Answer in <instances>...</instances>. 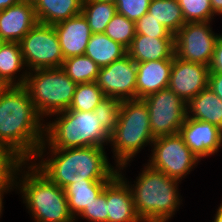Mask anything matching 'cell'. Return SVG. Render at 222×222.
I'll list each match as a JSON object with an SVG mask.
<instances>
[{
    "label": "cell",
    "instance_id": "6da1fadb",
    "mask_svg": "<svg viewBox=\"0 0 222 222\" xmlns=\"http://www.w3.org/2000/svg\"><path fill=\"white\" fill-rule=\"evenodd\" d=\"M45 120L24 86H7L0 93V145L24 162L31 161L44 142Z\"/></svg>",
    "mask_w": 222,
    "mask_h": 222
},
{
    "label": "cell",
    "instance_id": "7a4b0ae2",
    "mask_svg": "<svg viewBox=\"0 0 222 222\" xmlns=\"http://www.w3.org/2000/svg\"><path fill=\"white\" fill-rule=\"evenodd\" d=\"M106 148H39L30 161L50 181L64 189L84 180H111L118 167L110 163ZM47 156V157H46Z\"/></svg>",
    "mask_w": 222,
    "mask_h": 222
},
{
    "label": "cell",
    "instance_id": "3957f363",
    "mask_svg": "<svg viewBox=\"0 0 222 222\" xmlns=\"http://www.w3.org/2000/svg\"><path fill=\"white\" fill-rule=\"evenodd\" d=\"M124 171V167H118V174L131 188L135 210L142 222H169L173 219L183 204L179 191L182 182L147 163L132 182L134 184L131 180L129 182Z\"/></svg>",
    "mask_w": 222,
    "mask_h": 222
},
{
    "label": "cell",
    "instance_id": "277c9868",
    "mask_svg": "<svg viewBox=\"0 0 222 222\" xmlns=\"http://www.w3.org/2000/svg\"><path fill=\"white\" fill-rule=\"evenodd\" d=\"M15 191L34 222H75L64 189L50 181L30 161L18 168Z\"/></svg>",
    "mask_w": 222,
    "mask_h": 222
},
{
    "label": "cell",
    "instance_id": "5b68a950",
    "mask_svg": "<svg viewBox=\"0 0 222 222\" xmlns=\"http://www.w3.org/2000/svg\"><path fill=\"white\" fill-rule=\"evenodd\" d=\"M109 141L110 134L101 125L99 112L66 110L51 115L49 122H45L44 142L40 148H106Z\"/></svg>",
    "mask_w": 222,
    "mask_h": 222
},
{
    "label": "cell",
    "instance_id": "8992f818",
    "mask_svg": "<svg viewBox=\"0 0 222 222\" xmlns=\"http://www.w3.org/2000/svg\"><path fill=\"white\" fill-rule=\"evenodd\" d=\"M154 139L145 102L142 99L121 101L118 121L109 141L115 161L113 165L127 170L136 155L144 147H151Z\"/></svg>",
    "mask_w": 222,
    "mask_h": 222
},
{
    "label": "cell",
    "instance_id": "52a82bcc",
    "mask_svg": "<svg viewBox=\"0 0 222 222\" xmlns=\"http://www.w3.org/2000/svg\"><path fill=\"white\" fill-rule=\"evenodd\" d=\"M76 86L61 67L29 71L24 84L45 122L51 115L69 109Z\"/></svg>",
    "mask_w": 222,
    "mask_h": 222
},
{
    "label": "cell",
    "instance_id": "ba28073f",
    "mask_svg": "<svg viewBox=\"0 0 222 222\" xmlns=\"http://www.w3.org/2000/svg\"><path fill=\"white\" fill-rule=\"evenodd\" d=\"M149 156L147 164L180 182L201 162L179 133L156 137Z\"/></svg>",
    "mask_w": 222,
    "mask_h": 222
},
{
    "label": "cell",
    "instance_id": "9c48e42d",
    "mask_svg": "<svg viewBox=\"0 0 222 222\" xmlns=\"http://www.w3.org/2000/svg\"><path fill=\"white\" fill-rule=\"evenodd\" d=\"M19 44L28 72L62 66L64 57L54 26L38 22Z\"/></svg>",
    "mask_w": 222,
    "mask_h": 222
},
{
    "label": "cell",
    "instance_id": "30bf717a",
    "mask_svg": "<svg viewBox=\"0 0 222 222\" xmlns=\"http://www.w3.org/2000/svg\"><path fill=\"white\" fill-rule=\"evenodd\" d=\"M142 100L148 108L155 138L179 133L187 116V104L177 94L167 87Z\"/></svg>",
    "mask_w": 222,
    "mask_h": 222
},
{
    "label": "cell",
    "instance_id": "8fae6325",
    "mask_svg": "<svg viewBox=\"0 0 222 222\" xmlns=\"http://www.w3.org/2000/svg\"><path fill=\"white\" fill-rule=\"evenodd\" d=\"M212 22H187L174 35L175 56L189 62L209 66L220 34Z\"/></svg>",
    "mask_w": 222,
    "mask_h": 222
},
{
    "label": "cell",
    "instance_id": "7c38bea8",
    "mask_svg": "<svg viewBox=\"0 0 222 222\" xmlns=\"http://www.w3.org/2000/svg\"><path fill=\"white\" fill-rule=\"evenodd\" d=\"M137 63L128 54L100 67L96 84L105 97L121 101L136 99Z\"/></svg>",
    "mask_w": 222,
    "mask_h": 222
},
{
    "label": "cell",
    "instance_id": "4fadbf2b",
    "mask_svg": "<svg viewBox=\"0 0 222 222\" xmlns=\"http://www.w3.org/2000/svg\"><path fill=\"white\" fill-rule=\"evenodd\" d=\"M209 74V66L185 61L174 55L168 88L187 104L208 88Z\"/></svg>",
    "mask_w": 222,
    "mask_h": 222
},
{
    "label": "cell",
    "instance_id": "5bb4252c",
    "mask_svg": "<svg viewBox=\"0 0 222 222\" xmlns=\"http://www.w3.org/2000/svg\"><path fill=\"white\" fill-rule=\"evenodd\" d=\"M179 134L184 143L200 160L212 155L215 156L222 147L221 129L208 122L186 116Z\"/></svg>",
    "mask_w": 222,
    "mask_h": 222
},
{
    "label": "cell",
    "instance_id": "9a60e30c",
    "mask_svg": "<svg viewBox=\"0 0 222 222\" xmlns=\"http://www.w3.org/2000/svg\"><path fill=\"white\" fill-rule=\"evenodd\" d=\"M37 23L32 0H21L0 11V37L5 42L19 43Z\"/></svg>",
    "mask_w": 222,
    "mask_h": 222
},
{
    "label": "cell",
    "instance_id": "2e32d148",
    "mask_svg": "<svg viewBox=\"0 0 222 222\" xmlns=\"http://www.w3.org/2000/svg\"><path fill=\"white\" fill-rule=\"evenodd\" d=\"M107 222H142L128 183L117 173L107 183Z\"/></svg>",
    "mask_w": 222,
    "mask_h": 222
},
{
    "label": "cell",
    "instance_id": "e0dca14e",
    "mask_svg": "<svg viewBox=\"0 0 222 222\" xmlns=\"http://www.w3.org/2000/svg\"><path fill=\"white\" fill-rule=\"evenodd\" d=\"M53 26L64 59L84 55L92 32L82 13Z\"/></svg>",
    "mask_w": 222,
    "mask_h": 222
},
{
    "label": "cell",
    "instance_id": "ac0fdd59",
    "mask_svg": "<svg viewBox=\"0 0 222 222\" xmlns=\"http://www.w3.org/2000/svg\"><path fill=\"white\" fill-rule=\"evenodd\" d=\"M173 59L137 63L136 99H144L167 88Z\"/></svg>",
    "mask_w": 222,
    "mask_h": 222
},
{
    "label": "cell",
    "instance_id": "d6986e66",
    "mask_svg": "<svg viewBox=\"0 0 222 222\" xmlns=\"http://www.w3.org/2000/svg\"><path fill=\"white\" fill-rule=\"evenodd\" d=\"M127 54L136 63L173 59L175 55L174 36H148L136 34Z\"/></svg>",
    "mask_w": 222,
    "mask_h": 222
},
{
    "label": "cell",
    "instance_id": "ffe728a7",
    "mask_svg": "<svg viewBox=\"0 0 222 222\" xmlns=\"http://www.w3.org/2000/svg\"><path fill=\"white\" fill-rule=\"evenodd\" d=\"M27 73L20 44L4 42L0 48V79L6 86H24Z\"/></svg>",
    "mask_w": 222,
    "mask_h": 222
},
{
    "label": "cell",
    "instance_id": "44dd1931",
    "mask_svg": "<svg viewBox=\"0 0 222 222\" xmlns=\"http://www.w3.org/2000/svg\"><path fill=\"white\" fill-rule=\"evenodd\" d=\"M37 21L55 25L81 13L83 0H32Z\"/></svg>",
    "mask_w": 222,
    "mask_h": 222
},
{
    "label": "cell",
    "instance_id": "7402d4cb",
    "mask_svg": "<svg viewBox=\"0 0 222 222\" xmlns=\"http://www.w3.org/2000/svg\"><path fill=\"white\" fill-rule=\"evenodd\" d=\"M187 117L222 129V101L211 89L206 88L187 103Z\"/></svg>",
    "mask_w": 222,
    "mask_h": 222
},
{
    "label": "cell",
    "instance_id": "603a6c76",
    "mask_svg": "<svg viewBox=\"0 0 222 222\" xmlns=\"http://www.w3.org/2000/svg\"><path fill=\"white\" fill-rule=\"evenodd\" d=\"M110 180H84L74 182L64 188L68 208L75 219L86 206H89L103 192Z\"/></svg>",
    "mask_w": 222,
    "mask_h": 222
},
{
    "label": "cell",
    "instance_id": "cb8c5ba5",
    "mask_svg": "<svg viewBox=\"0 0 222 222\" xmlns=\"http://www.w3.org/2000/svg\"><path fill=\"white\" fill-rule=\"evenodd\" d=\"M126 54L127 49L124 46L110 39L104 33L92 34L84 53L99 67L107 66Z\"/></svg>",
    "mask_w": 222,
    "mask_h": 222
},
{
    "label": "cell",
    "instance_id": "d4e9b609",
    "mask_svg": "<svg viewBox=\"0 0 222 222\" xmlns=\"http://www.w3.org/2000/svg\"><path fill=\"white\" fill-rule=\"evenodd\" d=\"M148 12L173 35L185 24L182 9L177 0H151Z\"/></svg>",
    "mask_w": 222,
    "mask_h": 222
},
{
    "label": "cell",
    "instance_id": "484cf974",
    "mask_svg": "<svg viewBox=\"0 0 222 222\" xmlns=\"http://www.w3.org/2000/svg\"><path fill=\"white\" fill-rule=\"evenodd\" d=\"M81 13L86 18L92 34L104 33L108 22L117 13L116 5L97 0H83Z\"/></svg>",
    "mask_w": 222,
    "mask_h": 222
},
{
    "label": "cell",
    "instance_id": "4316f807",
    "mask_svg": "<svg viewBox=\"0 0 222 222\" xmlns=\"http://www.w3.org/2000/svg\"><path fill=\"white\" fill-rule=\"evenodd\" d=\"M61 68L76 84L95 82L100 71V67L86 55L64 59Z\"/></svg>",
    "mask_w": 222,
    "mask_h": 222
},
{
    "label": "cell",
    "instance_id": "83f0119b",
    "mask_svg": "<svg viewBox=\"0 0 222 222\" xmlns=\"http://www.w3.org/2000/svg\"><path fill=\"white\" fill-rule=\"evenodd\" d=\"M105 98L96 82L77 84L68 110L90 112Z\"/></svg>",
    "mask_w": 222,
    "mask_h": 222
},
{
    "label": "cell",
    "instance_id": "f1b7e54d",
    "mask_svg": "<svg viewBox=\"0 0 222 222\" xmlns=\"http://www.w3.org/2000/svg\"><path fill=\"white\" fill-rule=\"evenodd\" d=\"M104 34L128 49L136 35L135 22L116 13L108 22Z\"/></svg>",
    "mask_w": 222,
    "mask_h": 222
},
{
    "label": "cell",
    "instance_id": "f546056e",
    "mask_svg": "<svg viewBox=\"0 0 222 222\" xmlns=\"http://www.w3.org/2000/svg\"><path fill=\"white\" fill-rule=\"evenodd\" d=\"M187 22H213L216 15L210 0H177Z\"/></svg>",
    "mask_w": 222,
    "mask_h": 222
},
{
    "label": "cell",
    "instance_id": "4dcf8cb0",
    "mask_svg": "<svg viewBox=\"0 0 222 222\" xmlns=\"http://www.w3.org/2000/svg\"><path fill=\"white\" fill-rule=\"evenodd\" d=\"M23 162L13 151L0 145V188H15V177Z\"/></svg>",
    "mask_w": 222,
    "mask_h": 222
},
{
    "label": "cell",
    "instance_id": "1f68e13d",
    "mask_svg": "<svg viewBox=\"0 0 222 222\" xmlns=\"http://www.w3.org/2000/svg\"><path fill=\"white\" fill-rule=\"evenodd\" d=\"M120 104L121 100L117 98L105 97L94 109V112H99L101 125L109 134L113 132L118 121Z\"/></svg>",
    "mask_w": 222,
    "mask_h": 222
},
{
    "label": "cell",
    "instance_id": "d6a6232c",
    "mask_svg": "<svg viewBox=\"0 0 222 222\" xmlns=\"http://www.w3.org/2000/svg\"><path fill=\"white\" fill-rule=\"evenodd\" d=\"M107 184L103 192L75 218L86 219L88 222H107Z\"/></svg>",
    "mask_w": 222,
    "mask_h": 222
},
{
    "label": "cell",
    "instance_id": "836d02e7",
    "mask_svg": "<svg viewBox=\"0 0 222 222\" xmlns=\"http://www.w3.org/2000/svg\"><path fill=\"white\" fill-rule=\"evenodd\" d=\"M151 0H117V13L136 22L148 12Z\"/></svg>",
    "mask_w": 222,
    "mask_h": 222
},
{
    "label": "cell",
    "instance_id": "e575fe53",
    "mask_svg": "<svg viewBox=\"0 0 222 222\" xmlns=\"http://www.w3.org/2000/svg\"><path fill=\"white\" fill-rule=\"evenodd\" d=\"M136 34L148 36H174L160 21L147 12L135 22Z\"/></svg>",
    "mask_w": 222,
    "mask_h": 222
},
{
    "label": "cell",
    "instance_id": "d590c367",
    "mask_svg": "<svg viewBox=\"0 0 222 222\" xmlns=\"http://www.w3.org/2000/svg\"><path fill=\"white\" fill-rule=\"evenodd\" d=\"M209 69L210 73H222V33L217 39Z\"/></svg>",
    "mask_w": 222,
    "mask_h": 222
},
{
    "label": "cell",
    "instance_id": "8d00e7d4",
    "mask_svg": "<svg viewBox=\"0 0 222 222\" xmlns=\"http://www.w3.org/2000/svg\"><path fill=\"white\" fill-rule=\"evenodd\" d=\"M208 88L211 89L222 101V73H210Z\"/></svg>",
    "mask_w": 222,
    "mask_h": 222
},
{
    "label": "cell",
    "instance_id": "74e56055",
    "mask_svg": "<svg viewBox=\"0 0 222 222\" xmlns=\"http://www.w3.org/2000/svg\"><path fill=\"white\" fill-rule=\"evenodd\" d=\"M213 12L216 16L222 15V0H210Z\"/></svg>",
    "mask_w": 222,
    "mask_h": 222
},
{
    "label": "cell",
    "instance_id": "f35d334b",
    "mask_svg": "<svg viewBox=\"0 0 222 222\" xmlns=\"http://www.w3.org/2000/svg\"><path fill=\"white\" fill-rule=\"evenodd\" d=\"M14 189L15 188H0V218L2 217V214H3L2 212L4 210V206H3L4 205L3 199L5 196L4 194L10 193L11 191H14Z\"/></svg>",
    "mask_w": 222,
    "mask_h": 222
},
{
    "label": "cell",
    "instance_id": "ab89813d",
    "mask_svg": "<svg viewBox=\"0 0 222 222\" xmlns=\"http://www.w3.org/2000/svg\"><path fill=\"white\" fill-rule=\"evenodd\" d=\"M21 0H0V11L5 10L12 5L19 3Z\"/></svg>",
    "mask_w": 222,
    "mask_h": 222
},
{
    "label": "cell",
    "instance_id": "60d3db41",
    "mask_svg": "<svg viewBox=\"0 0 222 222\" xmlns=\"http://www.w3.org/2000/svg\"><path fill=\"white\" fill-rule=\"evenodd\" d=\"M212 222H222V202L218 208H216V214H214Z\"/></svg>",
    "mask_w": 222,
    "mask_h": 222
},
{
    "label": "cell",
    "instance_id": "b9f144b4",
    "mask_svg": "<svg viewBox=\"0 0 222 222\" xmlns=\"http://www.w3.org/2000/svg\"><path fill=\"white\" fill-rule=\"evenodd\" d=\"M7 86L3 83V81L0 79V93L6 88Z\"/></svg>",
    "mask_w": 222,
    "mask_h": 222
},
{
    "label": "cell",
    "instance_id": "7bdbcfd3",
    "mask_svg": "<svg viewBox=\"0 0 222 222\" xmlns=\"http://www.w3.org/2000/svg\"><path fill=\"white\" fill-rule=\"evenodd\" d=\"M97 1L107 2V3H112V4H116L117 2V0H97Z\"/></svg>",
    "mask_w": 222,
    "mask_h": 222
},
{
    "label": "cell",
    "instance_id": "ee69618b",
    "mask_svg": "<svg viewBox=\"0 0 222 222\" xmlns=\"http://www.w3.org/2000/svg\"><path fill=\"white\" fill-rule=\"evenodd\" d=\"M4 40L0 37V48H1V46L4 44Z\"/></svg>",
    "mask_w": 222,
    "mask_h": 222
}]
</instances>
